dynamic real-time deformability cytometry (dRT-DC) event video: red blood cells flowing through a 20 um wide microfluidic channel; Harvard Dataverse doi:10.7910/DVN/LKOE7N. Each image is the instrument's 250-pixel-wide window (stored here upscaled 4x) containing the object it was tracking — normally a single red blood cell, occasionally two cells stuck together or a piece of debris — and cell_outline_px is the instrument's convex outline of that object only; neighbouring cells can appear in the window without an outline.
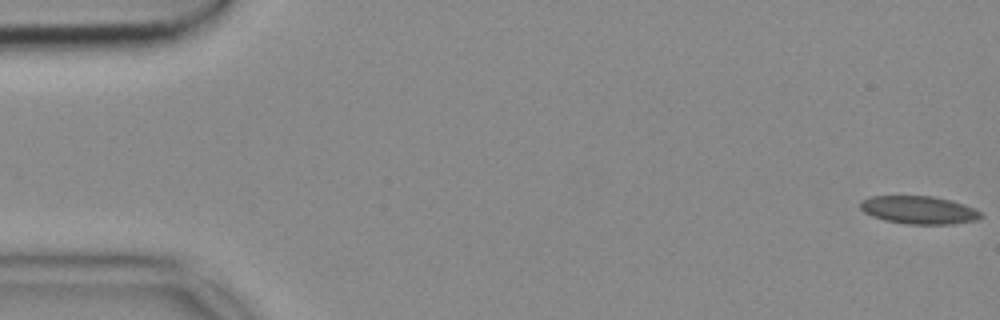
{"species": "common noctule bat (a hibernating species)", "species_latin": "Nyctalus noctula", "temperature_condition": "cold", "stored_images_in_passage": 54, "camera_frame_rate_fps": 3000, "um_per_image_px": 0.085, "animal": {"sex": "female", "body_mass_g": 18.4}, "frame": {"image": 1, "passage_image": 1, "time_ms": 0.0, "image_size_px": [1000, 320], "cell_outline_px": [[984, 216], [976, 220], [952, 224], [908, 224], [884, 220], [872, 216], [864, 212], [860, 208], [860, 200], [872, 196], [932, 196], [964, 204], [980, 212]], "centroid_in_image_um": [78.08, 17.85], "position_along_channel_um": 6.9, "area_um2": 19.54}}
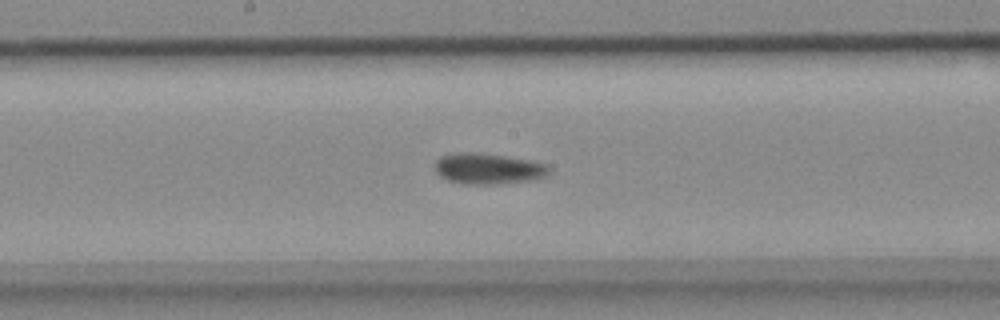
{"frame": {"image": 2, "passage_image": 28, "time_ms": 9.0, "image_size_px": [1000, 320], "cell_outline_px": [[552, 168], [544, 176], [532, 180], [496, 184], [460, 184], [448, 180], [440, 176], [432, 168], [436, 160], [440, 156], [452, 152], [476, 152], [532, 160], [544, 164]], "centroid_in_image_um": [41.42, 14.33], "position_along_channel_um": 206.8, "area_um2": 20.81}}
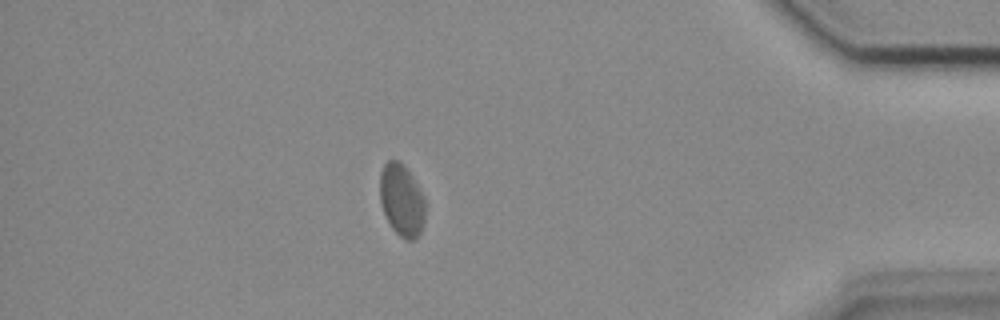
{"frame": {"image": 3, "passage_image": 47, "time_ms": 15.333, "image_size_px": [1000, 320], "cell_outline_px": [[424, 220], [420, 232], [416, 240], [404, 240], [392, 228], [380, 204], [380, 172], [384, 164], [388, 160], [400, 160], [404, 164], [412, 176], [424, 196]], "centroid_in_image_um": [34.14, 17.0], "position_along_channel_um": 401.1, "area_um2": 19.13}}